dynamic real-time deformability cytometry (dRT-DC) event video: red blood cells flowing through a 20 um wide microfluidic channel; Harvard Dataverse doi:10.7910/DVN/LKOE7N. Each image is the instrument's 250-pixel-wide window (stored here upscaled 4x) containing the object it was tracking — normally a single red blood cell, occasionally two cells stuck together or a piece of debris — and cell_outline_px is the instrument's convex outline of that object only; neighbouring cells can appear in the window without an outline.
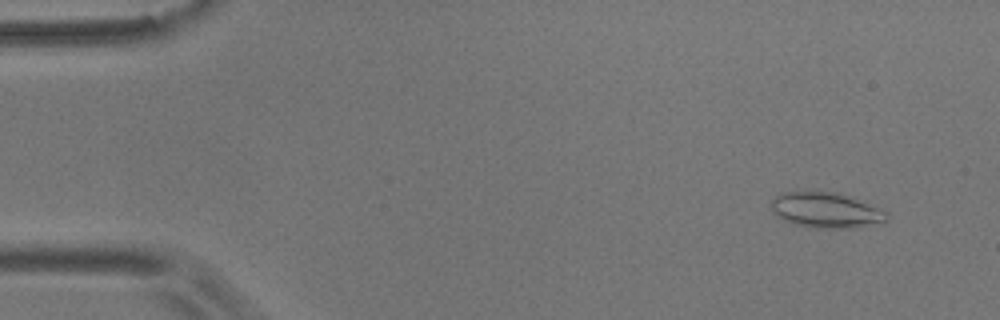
{"species": "common noctule bat (a hibernating species)", "species_latin": "Nyctalus noctula", "temperature_condition": "room temperature", "stored_images_in_passage": 55, "camera_frame_rate_fps": 3000, "um_per_image_px": 0.085, "animal": {"sex": "male", "body_mass_g": 17.9}, "frame": {"image": 1, "passage_image": 4, "time_ms": 1.0, "image_size_px": [1000, 320], "cell_outline_px": [[888, 220], [884, 224], [856, 228], [812, 228], [796, 224], [784, 220], [776, 216], [772, 212], [772, 200], [780, 192], [836, 192], [852, 196], [888, 212]], "centroid_in_image_um": [70.28, 17.88], "position_along_channel_um": 14.7, "area_um2": 24.28}}
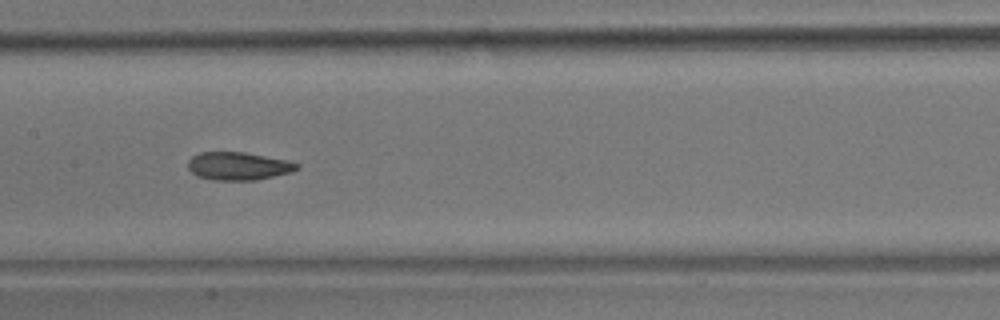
{"frame": {"image": 2, "passage_image": 27, "time_ms": 8.667, "image_size_px": [1000, 320], "cell_outline_px": [[300, 168], [292, 172], [256, 180], [212, 180], [196, 176], [188, 168], [188, 160], [192, 156], [200, 152], [244, 152], [288, 160], [300, 164]], "centroid_in_image_um": [20.27, 14.12], "position_along_channel_um": 187.1, "area_um2": 17.92}}
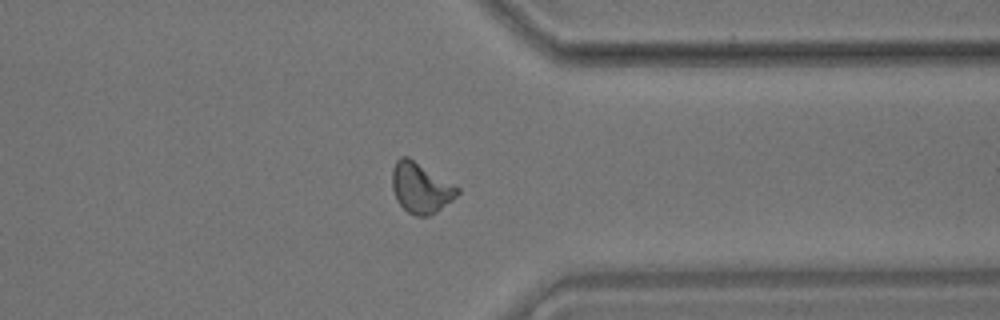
{"frame": {"image": 3, "passage_image": 43, "time_ms": 14.0, "image_size_px": [1000, 320], "cell_outline_px": [[460, 192], [452, 200], [436, 212], [428, 216], [416, 216], [408, 212], [396, 200], [392, 188], [392, 168], [396, 160], [400, 156], [408, 156], [460, 188]], "centroid_in_image_um": [35.74, 15.96], "position_along_channel_um": 375.7, "area_um2": 19.13}, "authors_computed_cell_mechanics": {"area_um2": 18.4382, "velocity_mm_per_s": 3.62, "shape_relaxation_time_tau1_ms": 6.9087, "shape_relaxation_time_tau2_ms": 2.2166, "deformation_change_tau1": 0.1487, "deformation_change_tau2": 0.0819}}